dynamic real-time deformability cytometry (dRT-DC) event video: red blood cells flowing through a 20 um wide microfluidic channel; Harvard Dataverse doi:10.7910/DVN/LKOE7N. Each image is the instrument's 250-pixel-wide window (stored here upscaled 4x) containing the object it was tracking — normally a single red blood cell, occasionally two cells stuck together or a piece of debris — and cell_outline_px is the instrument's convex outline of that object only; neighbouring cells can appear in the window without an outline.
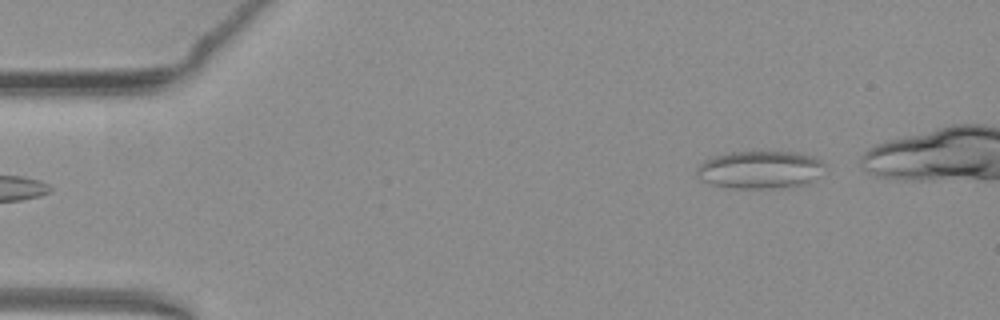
{"species": "common noctule bat (a hibernating species)", "species_latin": "Nyctalus noctula", "temperature_condition": "warm", "stored_images_in_passage": 41, "camera_frame_rate_fps": 3000, "um_per_image_px": 0.085, "animal": {"sex": "female", "body_mass_g": 19.3, "forearm_length_mm": 54.1}, "frame": {"image": 1, "passage_image": 1, "time_ms": 0.0, "image_size_px": [1000, 320], "cell_outline_px": [[824, 164], [820, 176], [808, 184], [792, 188], [732, 188], [712, 184], [696, 176], [696, 168], [704, 160], [716, 156], [732, 152], [792, 152], [812, 156], [820, 160]], "centroid_in_image_um": [64.63, 14.44], "position_along_channel_um": 20.4, "area_um2": 28.26}}
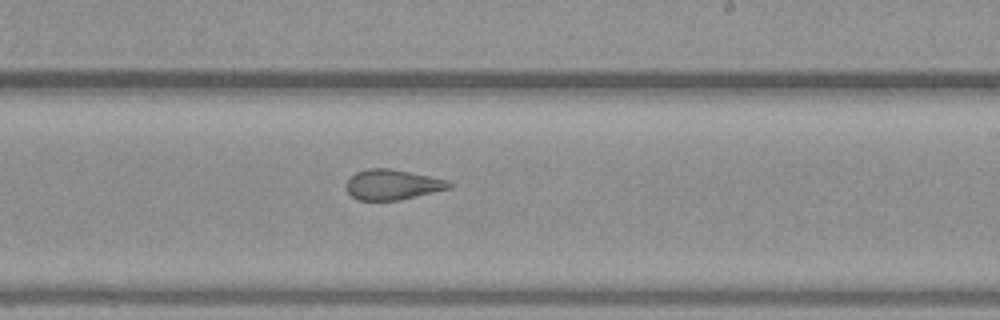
{"frame": {"image": 2, "passage_image": 26, "time_ms": 8.333, "image_size_px": [1000, 320], "cell_outline_px": [[452, 188], [400, 200], [360, 200], [352, 196], [348, 192], [348, 180], [356, 172], [368, 168], [392, 168], [428, 176], [444, 180], [452, 184]], "centroid_in_image_um": [33.37, 15.69], "position_along_channel_um": 255.6, "area_um2": 17.86}}
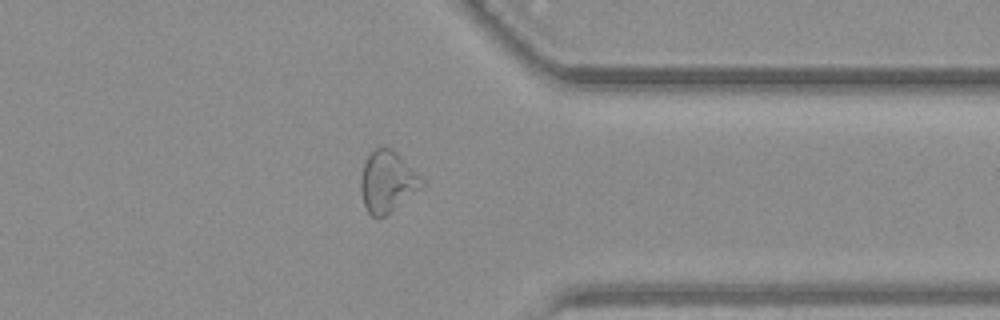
{"frame": {"image": 3, "passage_image": 36, "time_ms": 11.667, "image_size_px": [1000, 320], "cell_outline_px": [[424, 184], [420, 188], [384, 216], [372, 216], [368, 212], [364, 204], [360, 188], [360, 180], [364, 164], [368, 156], [376, 148], [384, 144], [396, 152], [424, 180]], "centroid_in_image_um": [32.9, 15.4], "position_along_channel_um": 378.5, "area_um2": 21.27}}